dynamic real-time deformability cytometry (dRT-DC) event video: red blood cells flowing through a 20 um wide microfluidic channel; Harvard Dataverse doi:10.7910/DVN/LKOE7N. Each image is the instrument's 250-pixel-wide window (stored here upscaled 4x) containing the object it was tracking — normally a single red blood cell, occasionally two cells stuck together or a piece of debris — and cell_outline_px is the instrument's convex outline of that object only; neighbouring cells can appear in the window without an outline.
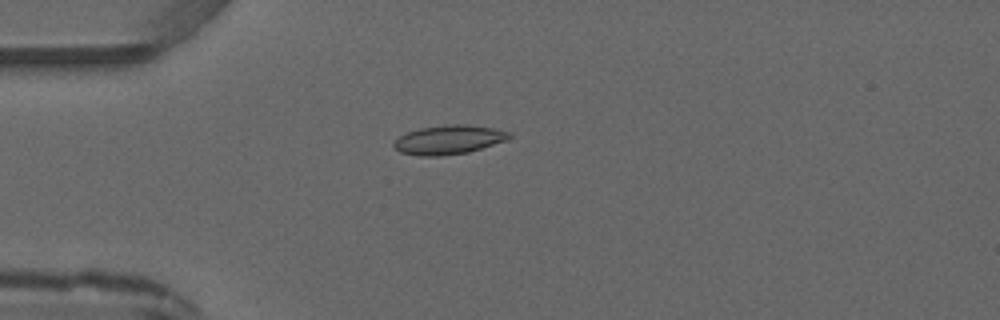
{"species": "common noctule bat (a hibernating species)", "species_latin": "Nyctalus noctula", "temperature_condition": "warm", "stored_images_in_passage": 1, "camera_frame_rate_fps": 3000, "um_per_image_px": 0.085, "animal": {"sex": "male", "forearm_length_mm": 52.5}, "frame": {"image": 1, "passage_image": 1, "time_ms": 0.0, "image_size_px": [1000, 320], "cell_outline_px": [[512, 136], [508, 140], [468, 152], [440, 156], [420, 156], [400, 152], [392, 144], [400, 136], [408, 132], [420, 128], [444, 124], [464, 124], [496, 128], [512, 132]], "centroid_in_image_um": [38.19, 11.86], "position_along_channel_um": 46.8, "area_um2": 19.65}}